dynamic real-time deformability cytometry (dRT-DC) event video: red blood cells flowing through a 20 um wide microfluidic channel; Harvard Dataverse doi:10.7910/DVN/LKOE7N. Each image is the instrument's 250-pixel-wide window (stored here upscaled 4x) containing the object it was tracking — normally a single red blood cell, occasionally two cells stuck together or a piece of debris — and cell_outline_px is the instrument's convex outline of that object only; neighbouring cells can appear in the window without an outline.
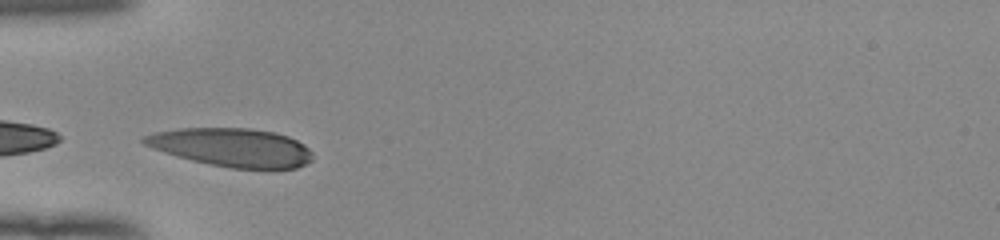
{"species": "human", "species_latin": "Homo sapiens", "temperature_condition": "room temperature", "stored_images_in_passage": 28, "camera_frame_rate_fps": 3000, "um_per_image_px": 0.085, "donor": {"sex": "female"}, "frame": {"image": 1, "passage_image": 1, "time_ms": 0.0, "image_size_px": [1000, 240], "cell_outline_px": [[312, 160], [296, 168], [276, 172], [268, 172], [232, 168], [208, 164], [192, 160], [164, 152], [152, 148], [144, 144], [140, 140], [140, 136], [156, 132], [180, 128], [248, 128], [276, 132], [288, 136], [304, 144], [312, 152]], "centroid_in_image_um": [19.77, 12.57], "position_along_channel_um": 65.2, "area_um2": 38.73}}
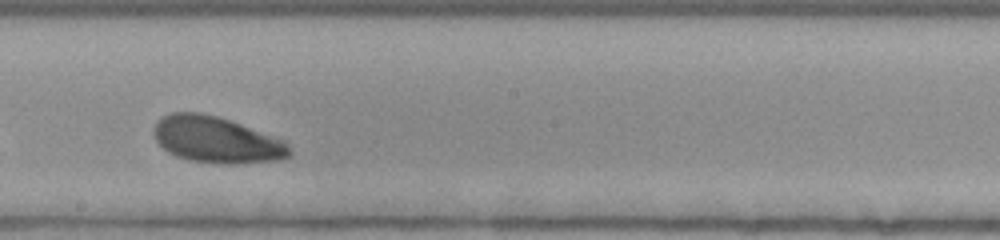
{"frame": {"image": 2, "passage_image": 14, "time_ms": 4.333, "image_size_px": [1000, 240], "cell_outline_px": [[292, 156], [280, 160], [236, 164], [224, 164], [192, 160], [176, 156], [168, 152], [156, 140], [152, 132], [156, 120], [160, 116], [172, 112], [200, 112], [216, 116], [240, 124], [284, 140], [288, 144], [292, 152]], "centroid_in_image_um": [18.39, 11.88], "position_along_channel_um": 229.8, "area_um2": 36.7}}
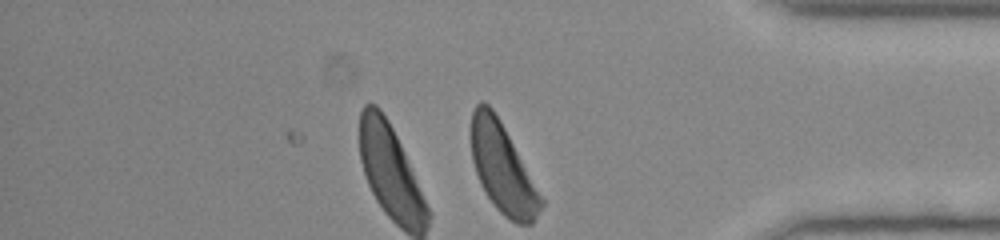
{"frame": {"image": 3, "passage_image": 28, "time_ms": 9.0, "image_size_px": [1000, 240], "cell_outline_px": [[544, 204], [532, 224], [516, 224], [504, 216], [496, 208], [480, 184], [472, 160], [468, 132], [472, 108], [480, 100], [488, 104], [492, 108], [500, 120], [544, 200]], "centroid_in_image_um": [42.67, 14.26], "position_along_channel_um": 392.5, "area_um2": 36.7}, "authors_computed_cell_mechanics": {"area_um2": 36.6741, "velocity_mm_per_s": 3.8601, "shape_relaxation_time_tau1_ms": 2.8688, "shape_relaxation_time_tau2_ms": null, "deformation_change_tau1": 0.1265, "deformation_change_tau2": null}}